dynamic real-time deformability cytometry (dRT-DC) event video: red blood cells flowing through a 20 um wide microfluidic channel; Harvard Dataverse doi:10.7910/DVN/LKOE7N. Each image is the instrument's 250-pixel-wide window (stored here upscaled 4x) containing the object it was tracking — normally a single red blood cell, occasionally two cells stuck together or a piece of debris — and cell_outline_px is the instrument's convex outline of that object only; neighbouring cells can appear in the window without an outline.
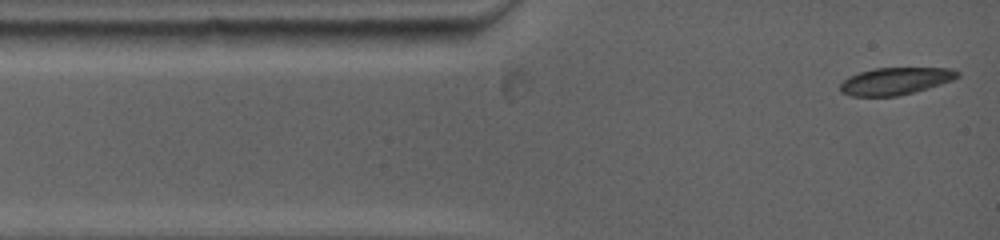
{"species": "common noctule bat (a hibernating species)", "species_latin": "Nyctalus noctula", "temperature_condition": "warm", "stored_images_in_passage": 8, "camera_frame_rate_fps": 5000, "um_per_image_px": 0.085, "animal": {"sex": "female", "body_mass_g": 19.0, "forearm_length_mm": 53.3}, "frame": {"image": 1, "passage_image": 1, "time_ms": 0.0, "image_size_px": [1000, 240], "cell_outline_px": [[960, 76], [952, 80], [940, 84], [912, 92], [896, 96], [852, 96], [840, 92], [840, 84], [848, 76], [872, 68], [948, 68], [960, 72]], "centroid_in_image_um": [76.07, 6.88], "position_along_channel_um": 8.9, "area_um2": 18.44}}
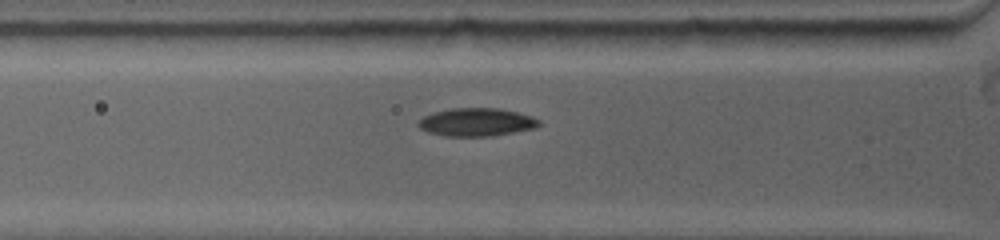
{"frame": {"image": 2, "passage_image": 5, "time_ms": 3.0, "image_size_px": [1000, 240], "cell_outline_px": [[540, 124], [536, 128], [512, 132], [484, 136], [448, 136], [428, 132], [420, 128], [416, 124], [416, 120], [432, 112], [452, 108], [500, 108], [532, 116], [540, 120]], "centroid_in_image_um": [40.46, 10.37], "position_along_channel_um": 85.3, "area_um2": 19.71}}
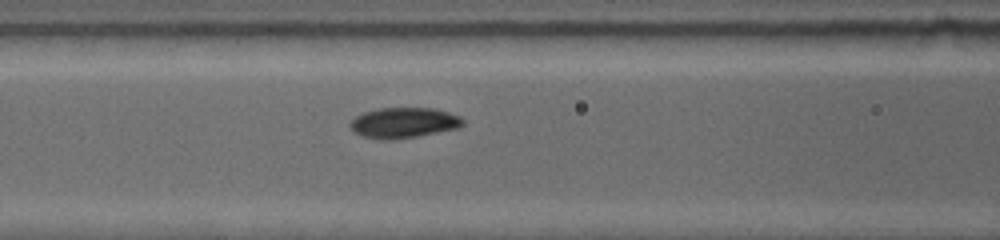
{"frame": {"image": 3, "passage_image": 7, "time_ms": 4.2, "image_size_px": [1000, 240], "cell_outline_px": [[464, 124], [456, 128], [416, 136], [364, 136], [348, 128], [348, 120], [364, 112], [380, 108], [432, 108], [448, 112], [460, 116], [464, 120]], "centroid_in_image_um": [34.32, 10.37], "position_along_channel_um": 132.3, "area_um2": 19.07}}